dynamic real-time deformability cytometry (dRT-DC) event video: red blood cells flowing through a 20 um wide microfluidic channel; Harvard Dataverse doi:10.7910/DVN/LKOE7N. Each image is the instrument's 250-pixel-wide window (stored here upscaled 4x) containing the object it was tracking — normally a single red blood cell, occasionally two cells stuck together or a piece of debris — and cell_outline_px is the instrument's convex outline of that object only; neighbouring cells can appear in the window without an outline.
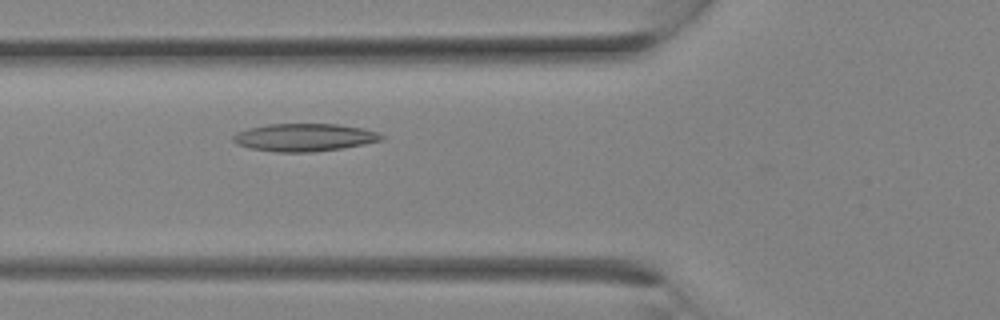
{"species": "Egyptian fruit bat (a non-hibernating species)", "species_latin": "Rousettus aegyptiacus", "temperature_condition": "room temperature", "stored_images_in_passage": 6, "camera_frame_rate_fps": 3000, "um_per_image_px": 0.085, "animal": {"sex": "female"}, "frame": {"image": 1, "passage_image": 6, "time_ms": 1.667, "image_size_px": [1000, 320], "cell_outline_px": [[384, 140], [364, 144], [340, 148], [312, 152], [276, 152], [248, 148], [236, 144], [232, 140], [232, 136], [236, 132], [248, 128], [268, 124], [336, 124], [364, 128], [376, 132], [384, 136]], "centroid_in_image_um": [25.83, 11.68], "position_along_channel_um": 100.0, "area_um2": 24.04}}